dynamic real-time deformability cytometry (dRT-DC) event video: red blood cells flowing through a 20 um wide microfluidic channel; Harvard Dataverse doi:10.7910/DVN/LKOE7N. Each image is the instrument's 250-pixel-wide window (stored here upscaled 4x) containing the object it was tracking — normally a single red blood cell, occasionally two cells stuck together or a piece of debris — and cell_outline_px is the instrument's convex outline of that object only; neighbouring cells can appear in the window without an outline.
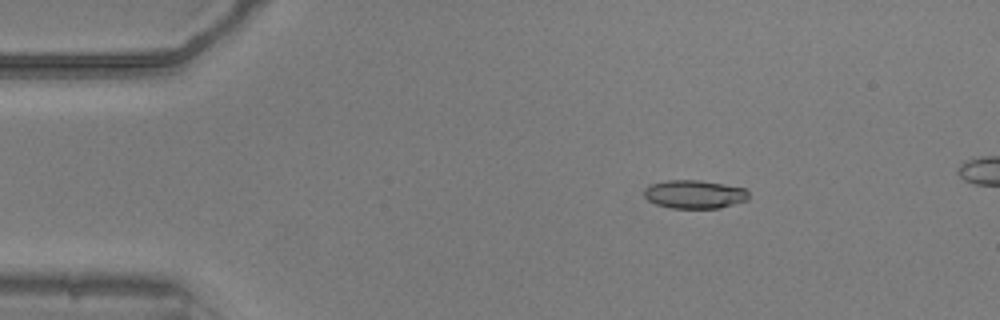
{"species": "common noctule bat (a hibernating species)", "species_latin": "Nyctalus noctula", "temperature_condition": "warm", "stored_images_in_passage": 52, "camera_frame_rate_fps": 3000, "um_per_image_px": 0.085, "animal": {"sex": "male", "body_mass_g": 20.5, "forearm_length_mm": 52.5}, "frame": {"image": 1, "passage_image": 9, "time_ms": 2.667, "image_size_px": [1000, 320], "cell_outline_px": [[748, 200], [720, 208], [672, 208], [656, 204], [648, 200], [644, 196], [644, 188], [648, 184], [668, 180], [700, 180], [724, 184], [744, 188], [748, 192]], "centroid_in_image_um": [59.01, 16.51], "position_along_channel_um": 26.0, "area_um2": 17.4}}
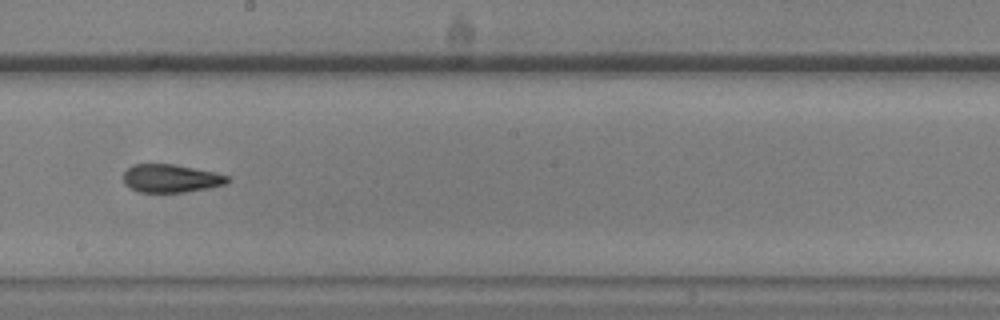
{"frame": {"image": 2, "passage_image": 30, "time_ms": 9.667, "image_size_px": [1000, 320], "cell_outline_px": [[232, 180], [224, 184], [208, 188], [184, 192], [136, 192], [128, 188], [124, 184], [124, 172], [132, 164], [176, 164], [212, 172], [228, 176]], "centroid_in_image_um": [14.48, 15.17], "position_along_channel_um": 233.7, "area_um2": 17.11}}
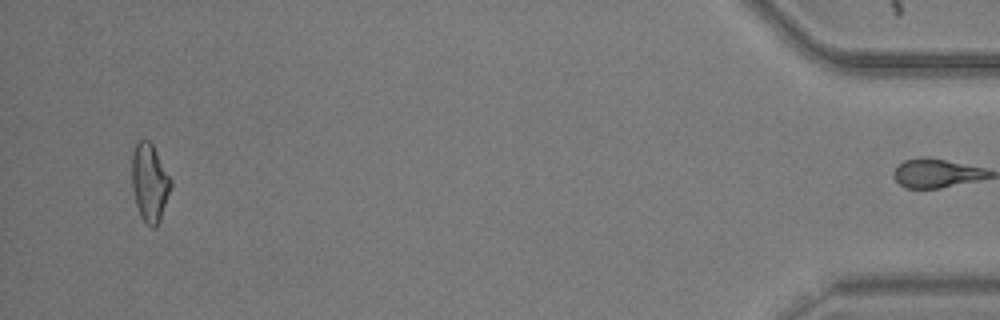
{"frame": {"image": 3, "passage_image": 51, "time_ms": 16.667, "image_size_px": [1000, 320], "cell_outline_px": [[172, 184], [160, 220], [156, 228], [152, 228], [140, 216], [136, 204], [132, 188], [132, 152], [136, 144], [140, 140], [148, 140], [152, 144], [172, 180]], "centroid_in_image_um": [12.71, 15.53], "position_along_channel_um": 422.5, "area_um2": 17.57}, "authors_computed_cell_mechanics": {"area_um2": 17.4845, "velocity_mm_per_s": 3.8707, "shape_relaxation_time_tau1_ms": 6.9935, "shape_relaxation_time_tau2_ms": 3.5927, "deformation_change_tau1": 0.2067, "deformation_change_tau2": 0.1135}}